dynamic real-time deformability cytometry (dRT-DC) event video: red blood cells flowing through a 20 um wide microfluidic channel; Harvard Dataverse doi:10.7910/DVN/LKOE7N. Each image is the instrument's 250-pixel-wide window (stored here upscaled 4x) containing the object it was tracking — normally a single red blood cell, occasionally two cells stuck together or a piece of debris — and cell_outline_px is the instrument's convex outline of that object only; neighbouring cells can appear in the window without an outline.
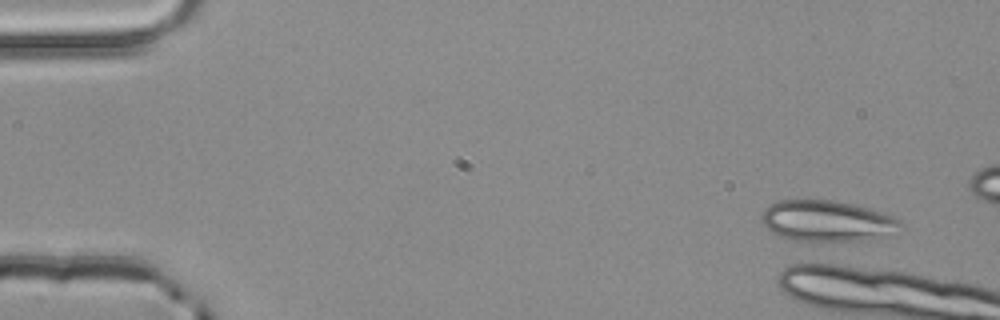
{"species": "common noctule bat (a hibernating species)", "species_latin": "Nyctalus noctula", "temperature_condition": "room temperature", "stored_images_in_passage": 5, "camera_frame_rate_fps": 3000, "um_per_image_px": 0.085, "animal": {"sex": "male", "body_mass_g": 20.4}, "frame": {"image": 1, "passage_image": 5, "time_ms": 1.333, "image_size_px": [1000, 320], "cell_outline_px": [[900, 224], [872, 236], [860, 240], [792, 240], [780, 236], [772, 232], [760, 220], [760, 216], [764, 208], [780, 200], [832, 200], [852, 204], [884, 212], [900, 220]], "centroid_in_image_um": [70.11, 18.73], "position_along_channel_um": 14.9, "area_um2": 31.73}}